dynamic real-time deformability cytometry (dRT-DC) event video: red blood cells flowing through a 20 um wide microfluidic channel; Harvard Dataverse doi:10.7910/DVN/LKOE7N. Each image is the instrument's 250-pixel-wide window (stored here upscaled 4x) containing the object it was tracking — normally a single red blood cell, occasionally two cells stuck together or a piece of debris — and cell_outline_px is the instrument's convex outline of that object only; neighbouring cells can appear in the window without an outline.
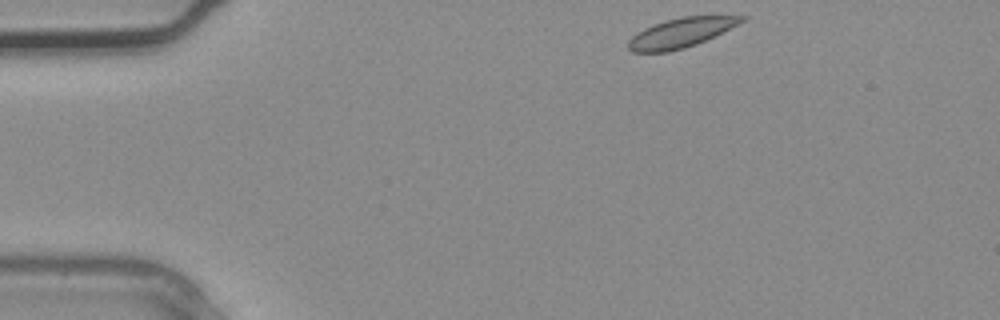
{"species": "common noctule bat (a hibernating species)", "species_latin": "Nyctalus noctula", "temperature_condition": "warm", "stored_images_in_passage": 2, "camera_frame_rate_fps": 3000, "um_per_image_px": 0.085, "animal": {"sex": "male", "body_mass_g": 20.4}, "frame": {"image": 1, "passage_image": 1, "time_ms": 0.0, "image_size_px": [1000, 320], "cell_outline_px": [[748, 16], [744, 20], [696, 44], [684, 48], [668, 52], [632, 52], [628, 48], [628, 40], [636, 32], [644, 28], [664, 20], [680, 16]], "centroid_in_image_um": [57.78, 2.79], "position_along_channel_um": 27.2, "area_um2": 19.13}}